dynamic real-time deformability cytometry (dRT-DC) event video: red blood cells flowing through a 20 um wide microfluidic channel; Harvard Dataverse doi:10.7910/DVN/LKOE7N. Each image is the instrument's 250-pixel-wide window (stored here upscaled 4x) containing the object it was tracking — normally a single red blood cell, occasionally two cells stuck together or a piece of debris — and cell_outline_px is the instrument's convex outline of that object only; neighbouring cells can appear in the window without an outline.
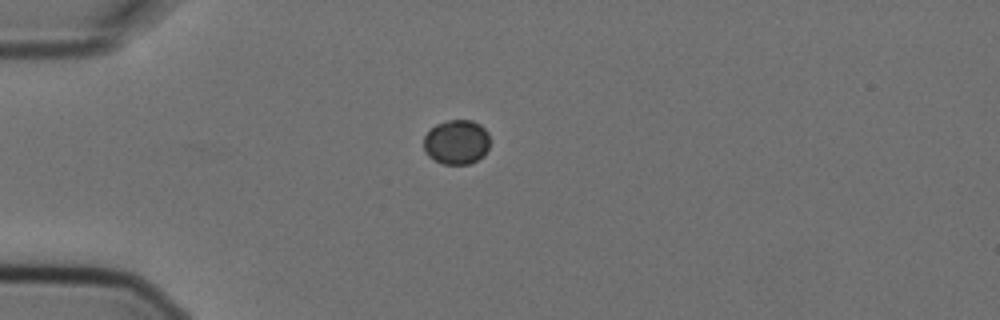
{"species": "Egyptian fruit bat (a non-hibernating species)", "species_latin": "Rousettus aegyptiacus", "temperature_condition": "cold", "stored_images_in_passage": 4, "camera_frame_rate_fps": 3000, "um_per_image_px": 0.085, "animal": {"sex": "female"}, "frame": {"image": 1, "passage_image": 1, "time_ms": 0.0, "image_size_px": [1000, 320], "cell_outline_px": [[488, 148], [484, 156], [468, 164], [444, 164], [428, 156], [424, 152], [424, 136], [436, 124], [448, 120], [472, 120], [480, 124], [488, 132]], "centroid_in_image_um": [38.8, 12.07], "position_along_channel_um": 46.2, "area_um2": 17.17}}
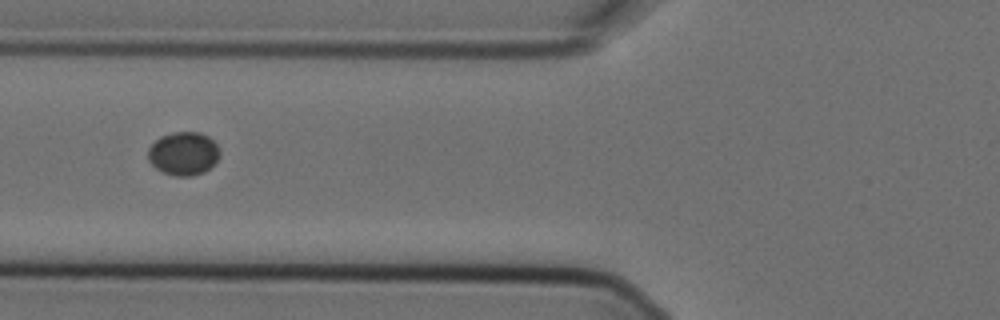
{"frame": {"image": 2, "passage_image": 3, "time_ms": 0.667, "image_size_px": [1000, 320], "cell_outline_px": [[220, 156], [204, 172], [192, 176], [176, 176], [164, 172], [156, 168], [148, 160], [148, 148], [160, 136], [172, 132], [200, 132], [208, 136], [216, 144], [220, 152]], "centroid_in_image_um": [15.59, 13.04], "position_along_channel_um": 110.2, "area_um2": 18.03}}
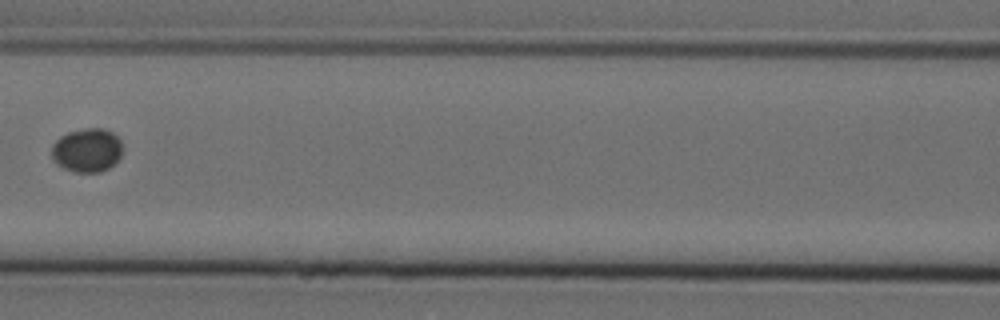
{"frame": {"image": 3, "passage_image": 4, "time_ms": 1.0, "image_size_px": [1000, 320], "cell_outline_px": [[120, 156], [108, 168], [100, 172], [76, 172], [64, 168], [56, 164], [52, 156], [52, 144], [60, 136], [68, 132], [84, 128], [104, 128], [112, 132], [120, 140]], "centroid_in_image_um": [7.36, 12.75], "position_along_channel_um": 159.2, "area_um2": 17.92}}